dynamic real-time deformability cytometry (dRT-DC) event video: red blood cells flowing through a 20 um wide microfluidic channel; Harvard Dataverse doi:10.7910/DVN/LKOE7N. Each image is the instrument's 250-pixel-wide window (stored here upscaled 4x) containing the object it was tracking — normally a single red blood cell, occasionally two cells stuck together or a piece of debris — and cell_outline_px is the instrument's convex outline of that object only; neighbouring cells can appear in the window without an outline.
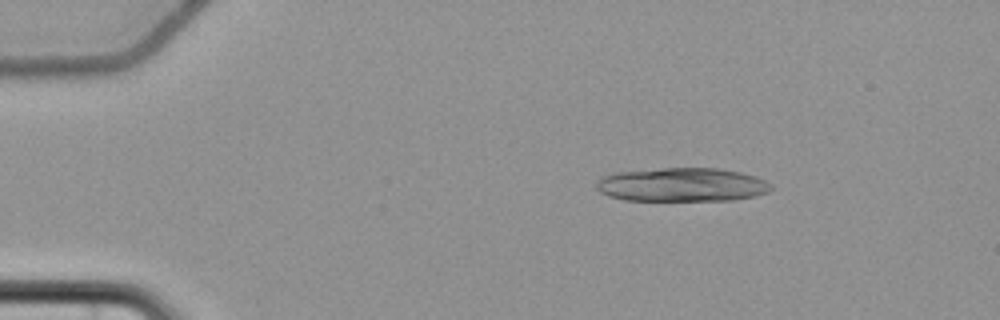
{"species": "common noctule bat (a hibernating species)", "species_latin": "Nyctalus noctula", "temperature_condition": "cold", "stored_images_in_passage": 5, "camera_frame_rate_fps": 3000, "um_per_image_px": 0.085, "animal": {"sex": "female", "body_mass_g": 22.7, "forearm_length_mm": 54.2}, "frame": {"image": 1, "passage_image": 3, "time_ms": 2.333, "image_size_px": [1000, 320], "cell_outline_px": [[772, 188], [768, 192], [756, 196], [732, 200], [624, 200], [608, 196], [600, 192], [596, 188], [596, 180], [600, 176], [616, 172], [664, 168], [716, 168], [740, 172], [756, 176], [772, 184]], "centroid_in_image_um": [57.95, 15.7], "position_along_channel_um": 27.1, "area_um2": 34.56}}